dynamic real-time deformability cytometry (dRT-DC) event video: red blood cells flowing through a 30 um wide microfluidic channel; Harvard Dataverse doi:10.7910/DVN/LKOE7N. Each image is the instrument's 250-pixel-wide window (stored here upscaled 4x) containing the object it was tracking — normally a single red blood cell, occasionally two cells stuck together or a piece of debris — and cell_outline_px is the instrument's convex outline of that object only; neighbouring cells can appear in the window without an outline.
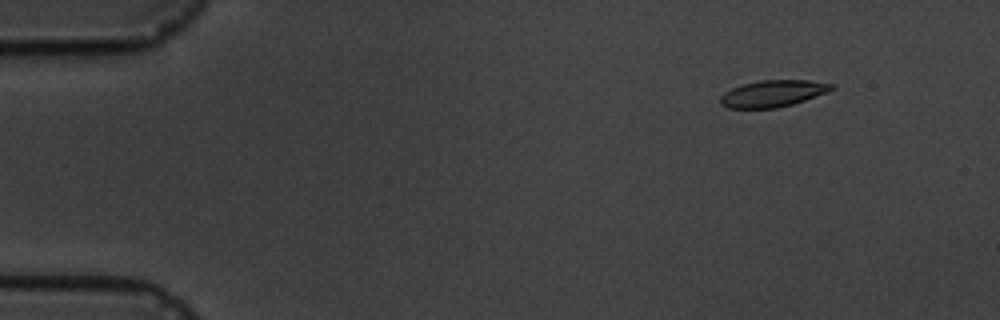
{"species": "common noctule bat (a hibernating species)", "species_latin": "Nyctalus noctula", "temperature_condition": "cold", "stored_images_in_passage": 7, "camera_frame_rate_fps": 3000, "um_per_image_px": 0.085, "animal": {"sex": "male", "body_mass_g": 19.5, "forearm_length_mm": 54.6}, "frame": {"image": 1, "passage_image": 2, "time_ms": 1.333, "image_size_px": [1000, 320], "cell_outline_px": [[836, 88], [828, 92], [792, 104], [776, 108], [728, 108], [720, 104], [720, 96], [724, 92], [732, 88], [744, 84], [760, 80], [808, 80], [836, 84]], "centroid_in_image_um": [65.71, 7.94], "position_along_channel_um": 19.3, "area_um2": 17.34}}
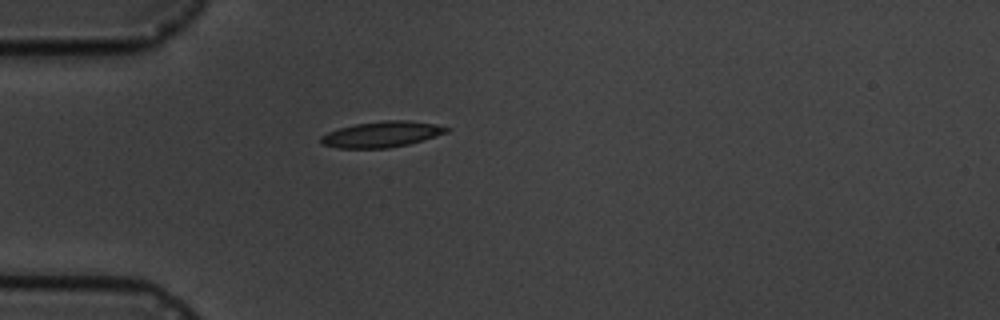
{"frame": {"image": 2, "passage_image": 5, "time_ms": 4.667, "image_size_px": [1000, 320], "cell_outline_px": [[452, 128], [448, 132], [408, 144], [388, 148], [336, 148], [320, 144], [320, 136], [328, 132], [340, 128], [356, 124], [384, 120], [408, 120], [436, 124]], "centroid_in_image_um": [32.44, 11.41], "position_along_channel_um": 52.6, "area_um2": 18.9}}
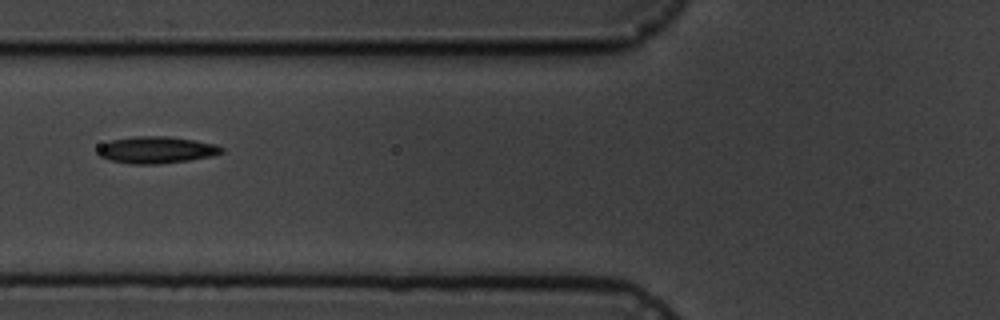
{"frame": {"image": 3, "passage_image": 7, "time_ms": 6.667, "image_size_px": [1000, 320], "cell_outline_px": [[224, 152], [212, 156], [188, 160], [156, 164], [132, 164], [112, 160], [100, 156], [96, 152], [100, 144], [112, 140], [136, 136], [168, 136], [196, 140], [216, 144], [224, 148]], "centroid_in_image_um": [13.31, 12.73], "position_along_channel_um": 112.5, "area_um2": 19.36}}